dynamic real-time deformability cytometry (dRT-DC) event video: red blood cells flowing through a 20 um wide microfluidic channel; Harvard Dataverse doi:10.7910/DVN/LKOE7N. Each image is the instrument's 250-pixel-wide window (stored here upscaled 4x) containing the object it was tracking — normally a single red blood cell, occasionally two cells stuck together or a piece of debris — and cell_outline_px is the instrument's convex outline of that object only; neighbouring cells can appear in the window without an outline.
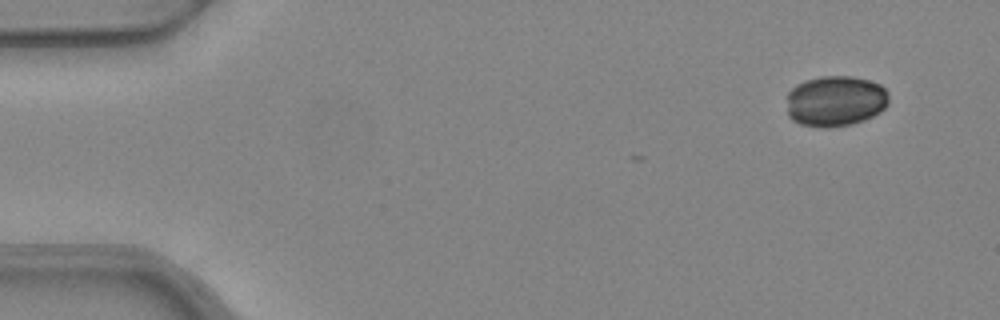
{"species": "common noctule bat (a hibernating species)", "species_latin": "Nyctalus noctula", "temperature_condition": "warm", "stored_images_in_passage": 7, "camera_frame_rate_fps": 3000, "um_per_image_px": 0.085, "animal": {"sex": "female", "body_mass_g": 24.6, "forearm_length_mm": 56.2}, "frame": {"image": 1, "passage_image": 1, "time_ms": 0.0, "image_size_px": [1000, 320], "cell_outline_px": [[888, 104], [880, 112], [864, 120], [852, 124], [828, 128], [800, 124], [792, 120], [788, 116], [788, 92], [796, 84], [804, 80], [820, 76], [852, 76], [868, 80], [880, 84], [888, 92]], "centroid_in_image_um": [71.01, 8.58], "position_along_channel_um": 14.0, "area_um2": 30.4}}